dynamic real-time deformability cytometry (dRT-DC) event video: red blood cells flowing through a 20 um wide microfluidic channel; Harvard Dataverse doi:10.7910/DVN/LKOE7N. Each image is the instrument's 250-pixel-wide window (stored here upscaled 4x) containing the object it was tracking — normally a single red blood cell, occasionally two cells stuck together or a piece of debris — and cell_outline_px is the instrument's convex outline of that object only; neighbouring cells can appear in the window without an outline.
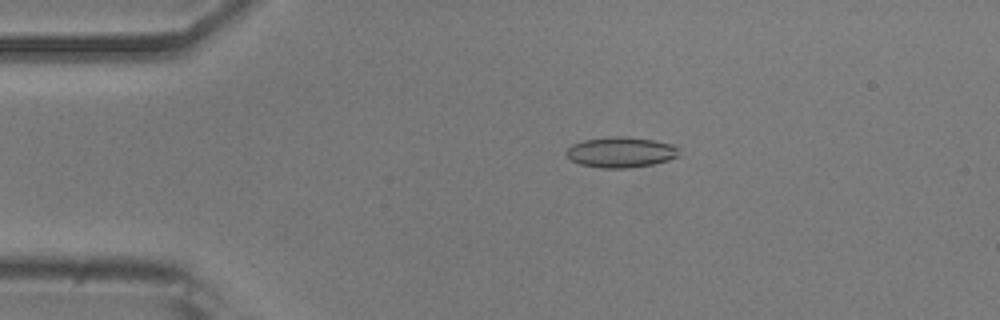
{"species": "common noctule bat (a hibernating species)", "species_latin": "Nyctalus noctula", "temperature_condition": "room temperature", "stored_images_in_passage": 50, "camera_frame_rate_fps": 3000, "um_per_image_px": 0.085, "animal": {"sex": "male", "body_mass_g": 20.5, "forearm_length_mm": 52.5}, "frame": {"image": 1, "passage_image": 9, "time_ms": 2.667, "image_size_px": [1000, 320], "cell_outline_px": [[680, 148], [676, 156], [668, 160], [652, 164], [628, 168], [600, 168], [580, 164], [572, 160], [564, 152], [572, 144], [584, 140], [608, 136], [624, 136], [652, 140], [672, 144]], "centroid_in_image_um": [52.74, 12.93], "position_along_channel_um": 32.3, "area_um2": 20.0}}
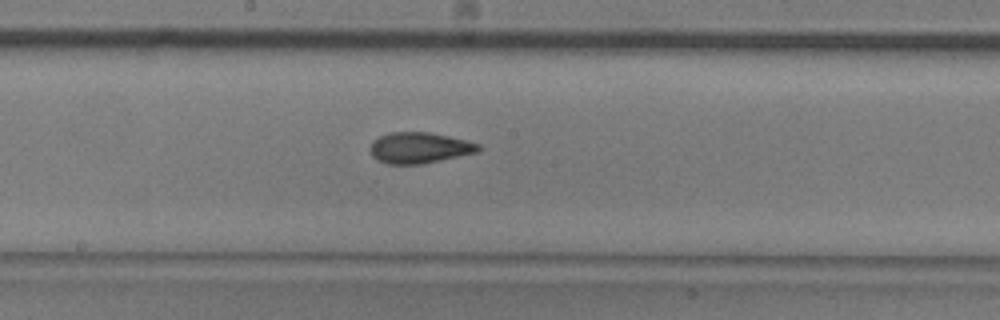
{"frame": {"image": 2, "passage_image": 26, "time_ms": 8.333, "image_size_px": [1000, 320], "cell_outline_px": [[480, 152], [424, 164], [388, 164], [376, 160], [372, 156], [372, 140], [388, 132], [428, 132], [468, 140], [480, 144]], "centroid_in_image_um": [35.69, 12.57], "position_along_channel_um": 212.5, "area_um2": 19.71}}
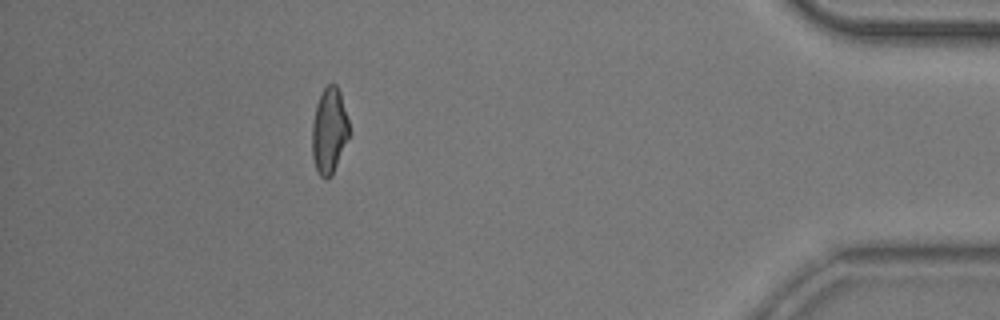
{"frame": {"image": 3, "passage_image": 45, "time_ms": 14.667, "image_size_px": [1000, 320], "cell_outline_px": [[352, 132], [332, 176], [328, 180], [324, 180], [320, 176], [316, 168], [312, 156], [312, 124], [316, 104], [324, 88], [328, 84], [336, 84], [340, 92]], "centroid_in_image_um": [28.01, 11.16], "position_along_channel_um": 407.2, "area_um2": 18.96}, "authors_computed_cell_mechanics": {"area_um2": 19.1318, "velocity_mm_per_s": 3.9016, "shape_relaxation_time_tau1_ms": 5.2238, "shape_relaxation_time_tau2_ms": 1.5143, "deformation_change_tau1": 0.1349, "deformation_change_tau2": 0.0703}}